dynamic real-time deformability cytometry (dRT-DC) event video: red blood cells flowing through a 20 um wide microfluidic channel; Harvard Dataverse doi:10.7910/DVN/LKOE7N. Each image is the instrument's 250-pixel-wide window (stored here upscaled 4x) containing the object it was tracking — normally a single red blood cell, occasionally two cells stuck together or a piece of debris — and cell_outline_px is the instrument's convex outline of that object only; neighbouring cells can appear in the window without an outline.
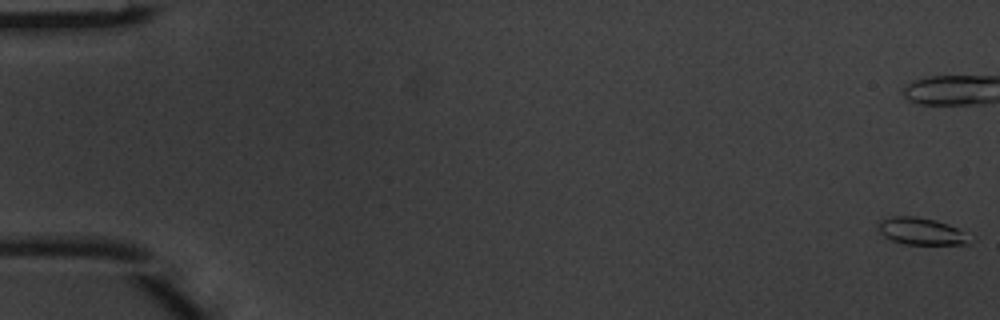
{"species": "common noctule bat (a hibernating species)", "species_latin": "Nyctalus noctula", "temperature_condition": "warm", "stored_images_in_passage": 5, "camera_frame_rate_fps": 3000, "um_per_image_px": 0.085, "animal": {"sex": "male", "body_mass_g": 20.1, "forearm_length_mm": 53.5}, "frame": {"image": 1, "passage_image": 1, "time_ms": 0.0, "image_size_px": [1000, 320], "cell_outline_px": [[976, 240], [968, 244], [904, 244], [892, 240], [884, 236], [880, 232], [880, 220], [892, 216], [916, 216], [936, 220], [948, 224], [976, 236]], "centroid_in_image_um": [78.45, 19.67], "position_along_channel_um": 6.6, "area_um2": 14.68}}